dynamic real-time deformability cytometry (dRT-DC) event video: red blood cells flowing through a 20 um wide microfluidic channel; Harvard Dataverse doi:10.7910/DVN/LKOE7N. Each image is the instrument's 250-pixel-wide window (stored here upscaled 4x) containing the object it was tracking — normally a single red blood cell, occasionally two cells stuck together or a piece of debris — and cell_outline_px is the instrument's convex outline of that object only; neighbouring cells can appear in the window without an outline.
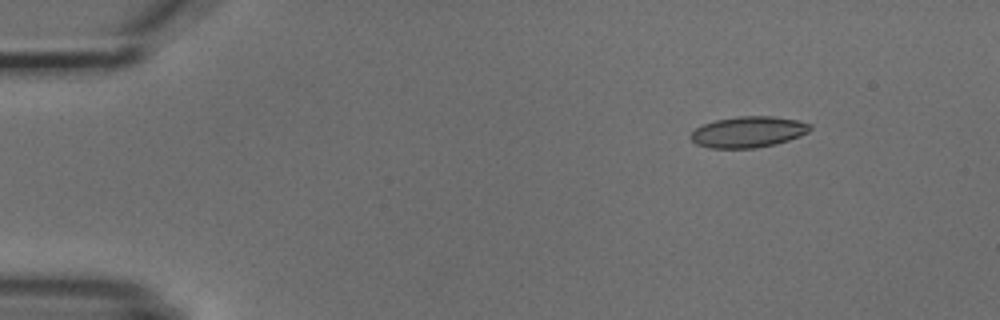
{"species": "common noctule bat (a hibernating species)", "species_latin": "Nyctalus noctula", "temperature_condition": "cold", "stored_images_in_passage": 5, "camera_frame_rate_fps": 3000, "um_per_image_px": 0.085, "animal": {"sex": "male", "body_mass_g": 18.8}, "frame": {"image": 1, "passage_image": 2, "time_ms": 1.333, "image_size_px": [1000, 320], "cell_outline_px": [[812, 128], [808, 132], [800, 136], [776, 144], [756, 148], [708, 148], [696, 144], [688, 136], [696, 128], [704, 124], [716, 120], [736, 116], [772, 116], [796, 120], [812, 124]], "centroid_in_image_um": [63.59, 11.22], "position_along_channel_um": 21.4, "area_um2": 21.68}}